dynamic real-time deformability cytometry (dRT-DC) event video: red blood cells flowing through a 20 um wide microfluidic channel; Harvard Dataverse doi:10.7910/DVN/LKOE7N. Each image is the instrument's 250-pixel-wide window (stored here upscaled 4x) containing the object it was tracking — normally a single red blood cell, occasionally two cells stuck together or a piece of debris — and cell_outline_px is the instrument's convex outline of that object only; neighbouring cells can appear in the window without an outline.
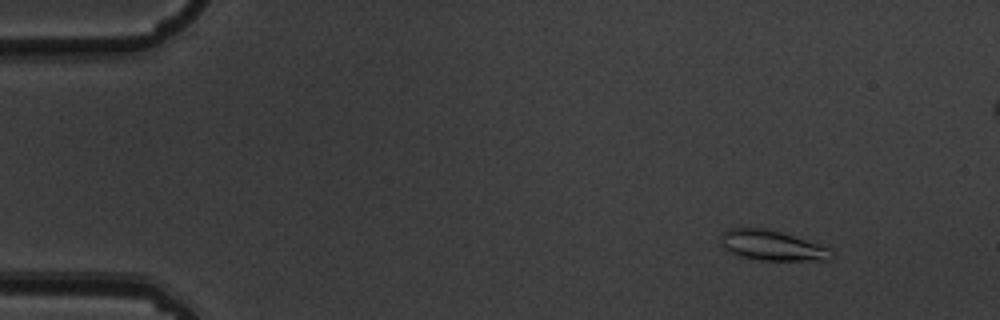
{"species": "common noctule bat (a hibernating species)", "species_latin": "Nyctalus noctula", "temperature_condition": "warm", "stored_images_in_passage": 6, "camera_frame_rate_fps": 3000, "um_per_image_px": 0.085, "animal": {"sex": "male", "body_mass_g": 19.5, "forearm_length_mm": 54.6}, "frame": {"image": 1, "passage_image": 2, "time_ms": 0.333, "image_size_px": [1000, 320], "cell_outline_px": [[832, 256], [828, 260], [760, 260], [740, 256], [724, 248], [720, 244], [720, 236], [728, 228], [768, 228], [832, 248]], "centroid_in_image_um": [65.61, 20.86], "position_along_channel_um": 19.4, "area_um2": 19.36}}